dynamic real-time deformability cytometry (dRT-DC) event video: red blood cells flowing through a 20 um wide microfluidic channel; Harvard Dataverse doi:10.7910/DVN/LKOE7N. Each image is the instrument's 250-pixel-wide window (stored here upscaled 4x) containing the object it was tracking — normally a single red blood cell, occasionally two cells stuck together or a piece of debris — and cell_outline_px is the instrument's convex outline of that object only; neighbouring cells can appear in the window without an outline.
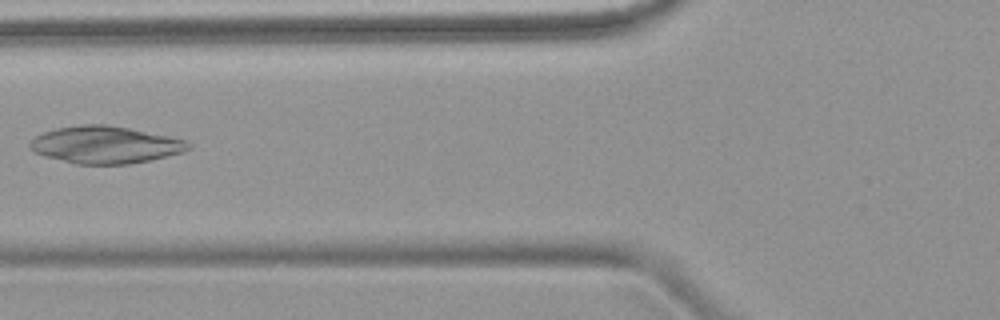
{"species": "common noctule bat (a hibernating species)", "species_latin": "Nyctalus noctula", "temperature_condition": "warm", "stored_images_in_passage": 7, "camera_frame_rate_fps": 3000, "um_per_image_px": 0.085, "animal": {"sex": "female", "body_mass_g": 18.4}, "frame": {"image": 1, "passage_image": 6, "time_ms": 6.0, "image_size_px": [1000, 320], "cell_outline_px": [[192, 148], [184, 152], [148, 160], [128, 164], [76, 164], [44, 156], [28, 148], [28, 144], [36, 136], [44, 132], [56, 128], [80, 124], [104, 124], [128, 128], [188, 140], [192, 144]], "centroid_in_image_um": [8.96, 12.3], "position_along_channel_um": 116.8, "area_um2": 34.33}}
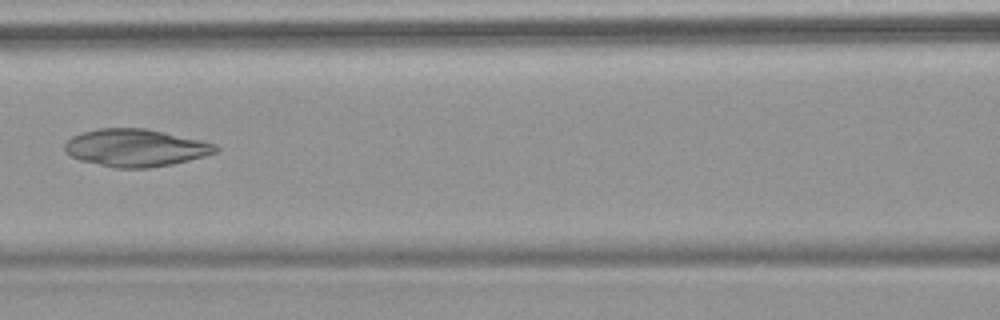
{"frame": {"image": 2, "passage_image": 7, "time_ms": 7.0, "image_size_px": [1000, 320], "cell_outline_px": [[220, 148], [216, 152], [204, 156], [172, 164], [148, 168], [116, 168], [80, 160], [72, 156], [64, 148], [64, 144], [72, 136], [84, 132], [100, 128], [144, 128], [164, 132], [200, 140], [216, 144]], "centroid_in_image_um": [11.54, 12.56], "position_along_channel_um": 155.1, "area_um2": 32.66}}